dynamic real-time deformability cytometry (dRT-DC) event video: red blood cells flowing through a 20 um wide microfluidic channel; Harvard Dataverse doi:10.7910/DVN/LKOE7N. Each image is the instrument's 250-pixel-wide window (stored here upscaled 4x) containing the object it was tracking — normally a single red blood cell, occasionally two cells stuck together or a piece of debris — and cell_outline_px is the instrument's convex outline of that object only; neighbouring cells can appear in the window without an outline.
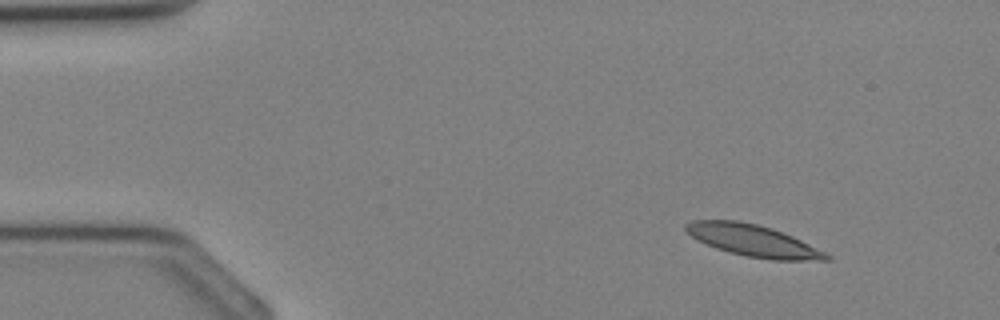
{"species": "Egyptian fruit bat (a non-hibernating species)", "species_latin": "Rousettus aegyptiacus", "temperature_condition": "cold", "stored_images_in_passage": 37, "segment_of_instrument_passage": [1, 2], "camera_frame_rate_fps": 3000, "um_per_image_px": 0.085, "animal": {"sex": "female"}, "frame": {"image": 1, "passage_image": 4, "time_ms": 1.0, "image_size_px": [1000, 320], "cell_outline_px": [[832, 260], [772, 260], [748, 256], [728, 252], [716, 248], [692, 236], [684, 228], [684, 224], [692, 220], [740, 220], [772, 228], [792, 236], [832, 256]], "centroid_in_image_um": [64.01, 20.44], "position_along_channel_um": 21.0, "area_um2": 25.66}}
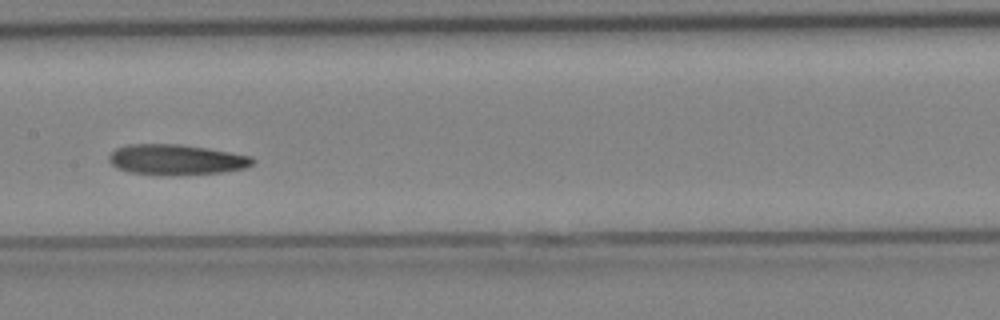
{"frame": {"image": 2, "passage_image": 18, "time_ms": 5.667, "image_size_px": [1000, 320], "cell_outline_px": [[256, 160], [252, 164], [244, 168], [220, 172], [128, 172], [116, 168], [108, 160], [108, 156], [116, 148], [128, 144], [180, 144], [208, 148], [252, 156]], "centroid_in_image_um": [14.97, 13.51], "position_along_channel_um": 192.4, "area_um2": 24.33}}
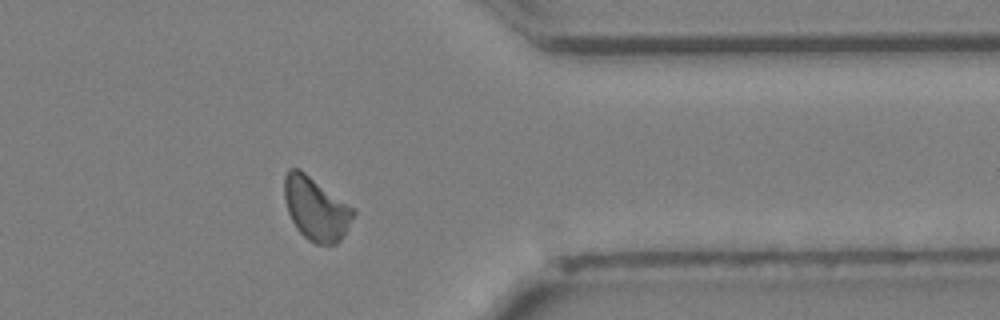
{"frame": {"image": 3, "passage_image": 29, "time_ms": 9.333, "image_size_px": [1000, 320], "cell_outline_px": [[356, 212], [344, 236], [336, 244], [316, 244], [308, 240], [296, 228], [288, 212], [284, 200], [284, 176], [288, 168], [300, 168], [352, 208]], "centroid_in_image_um": [26.82, 17.74], "position_along_channel_um": 384.6, "area_um2": 25.26}}